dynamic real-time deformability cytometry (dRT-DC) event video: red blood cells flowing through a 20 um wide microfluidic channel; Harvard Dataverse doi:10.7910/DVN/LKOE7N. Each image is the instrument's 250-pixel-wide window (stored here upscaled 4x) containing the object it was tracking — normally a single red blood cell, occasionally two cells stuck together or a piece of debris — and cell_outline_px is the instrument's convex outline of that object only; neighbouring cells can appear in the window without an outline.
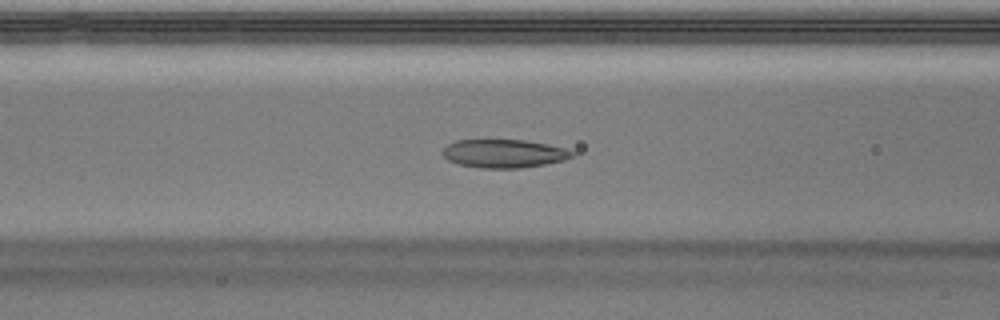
{"species": "Egyptian fruit bat (a non-hibernating species)", "species_latin": "Rousettus aegyptiacus", "temperature_condition": "warm", "stored_images_in_passage": 51, "segment_of_instrument_passage": [1, 2], "camera_frame_rate_fps": 3000, "um_per_image_px": 0.085, "animal": {"sex": "male"}, "frame": {"image": 1, "passage_image": 20, "time_ms": 6.333, "image_size_px": [1000, 320], "cell_outline_px": [[576, 152], [572, 156], [564, 160], [544, 164], [520, 168], [480, 168], [456, 164], [448, 160], [444, 156], [444, 148], [448, 144], [456, 140], [524, 140], [548, 144], [568, 148]], "centroid_in_image_um": [42.86, 13.05], "position_along_channel_um": 123.7, "area_um2": 21.44}}
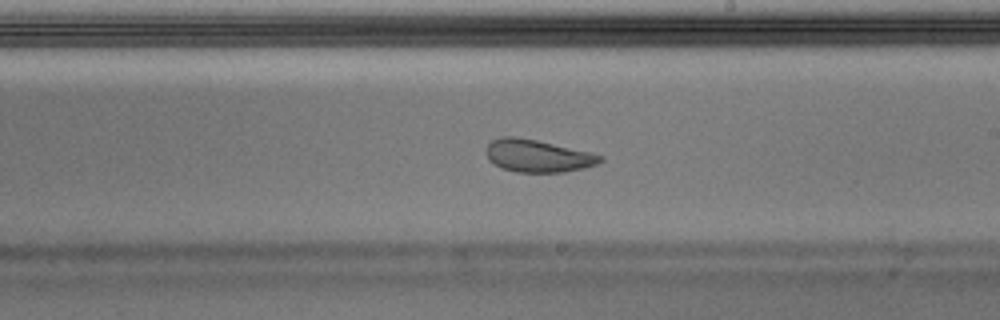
{"frame": {"image": 2, "passage_image": 29, "time_ms": 9.333, "image_size_px": [1000, 320], "cell_outline_px": [[604, 160], [596, 164], [584, 168], [564, 172], [516, 172], [504, 168], [488, 160], [484, 152], [488, 144], [492, 140], [500, 136], [516, 136], [536, 140], [592, 152], [604, 156]], "centroid_in_image_um": [45.71, 13.24], "position_along_channel_um": 243.3, "area_um2": 21.73}}
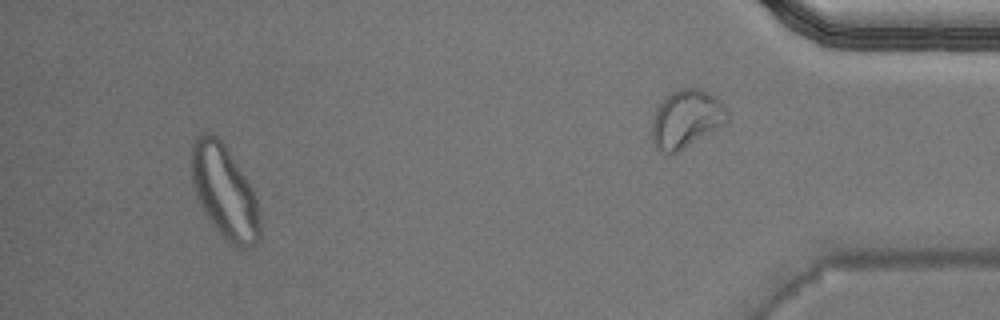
{"frame": {"image": 3, "passage_image": 47, "time_ms": 15.333, "image_size_px": [1000, 320], "cell_outline_px": [[260, 236], [256, 244], [248, 248], [240, 248], [232, 244], [216, 228], [204, 212], [196, 196], [192, 184], [192, 144], [196, 136], [204, 132], [208, 132], [216, 136], [224, 144], [248, 180], [256, 196], [260, 220]], "centroid_in_image_um": [19.09, 16.29], "position_along_channel_um": 416.1, "area_um2": 36.93}}